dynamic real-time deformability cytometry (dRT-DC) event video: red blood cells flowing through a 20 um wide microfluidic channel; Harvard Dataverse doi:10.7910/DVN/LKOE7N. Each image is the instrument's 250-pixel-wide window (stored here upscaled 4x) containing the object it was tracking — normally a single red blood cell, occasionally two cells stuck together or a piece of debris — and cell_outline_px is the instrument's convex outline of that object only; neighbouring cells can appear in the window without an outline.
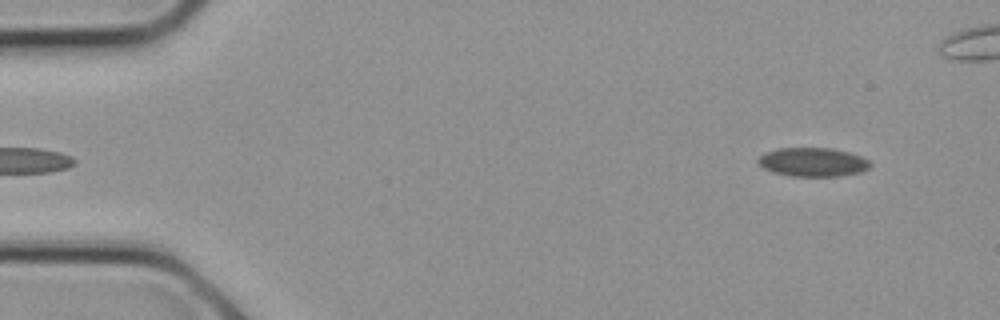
{"species": "common noctule bat (a hibernating species)", "species_latin": "Nyctalus noctula", "temperature_condition": "cold", "stored_images_in_passage": 24, "camera_frame_rate_fps": 3000, "um_per_image_px": 0.085, "animal": {"sex": "female", "body_mass_g": 21.9}, "frame": {"image": 1, "passage_image": 1, "time_ms": 0.0, "image_size_px": [1000, 320], "cell_outline_px": [[872, 164], [868, 168], [860, 172], [836, 176], [796, 176], [776, 172], [764, 168], [756, 160], [764, 152], [780, 148], [828, 148], [848, 152], [860, 156], [868, 160]], "centroid_in_image_um": [69.09, 13.77], "position_along_channel_um": 15.9, "area_um2": 18.5}}
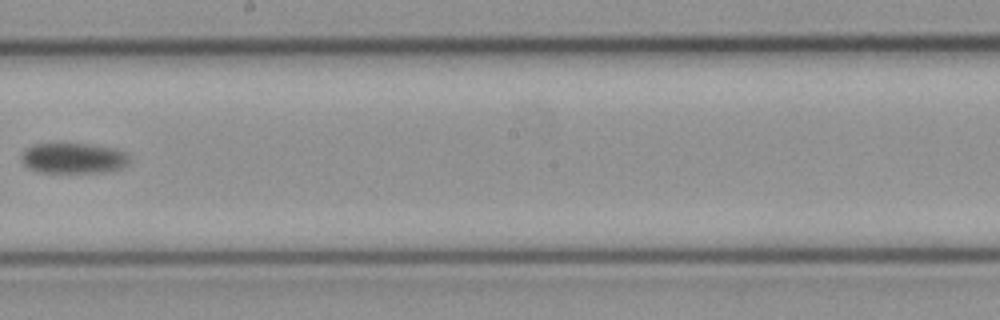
{"frame": {"image": 2, "passage_image": 13, "time_ms": 4.0, "image_size_px": [1000, 320], "cell_outline_px": [[128, 164], [120, 168], [100, 172], [44, 172], [32, 168], [24, 164], [20, 160], [20, 156], [28, 148], [36, 144], [88, 144], [116, 148], [124, 152], [128, 156]], "centroid_in_image_um": [6.26, 13.44], "position_along_channel_um": 241.9, "area_um2": 18.79}}
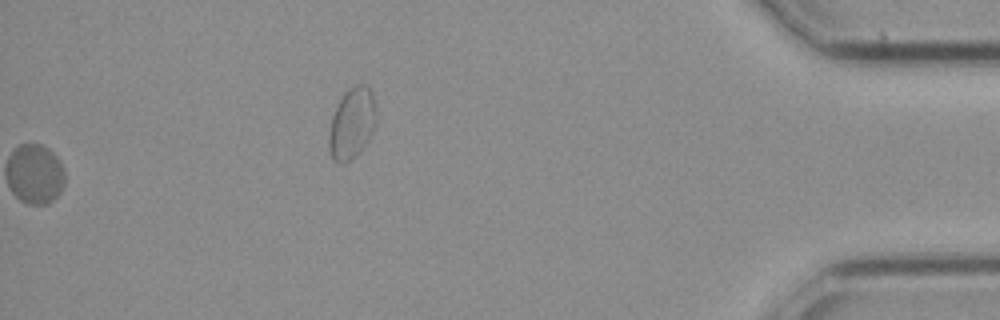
{"frame": {"image": 3, "passage_image": 24, "time_ms": 7.667, "image_size_px": [1000, 320], "cell_outline_px": [[376, 124], [364, 144], [344, 164], [336, 164], [328, 148], [328, 136], [332, 116], [344, 92], [348, 88], [356, 84], [368, 84], [376, 104]], "centroid_in_image_um": [29.9, 10.43], "position_along_channel_um": 405.3, "area_um2": 19.42}}